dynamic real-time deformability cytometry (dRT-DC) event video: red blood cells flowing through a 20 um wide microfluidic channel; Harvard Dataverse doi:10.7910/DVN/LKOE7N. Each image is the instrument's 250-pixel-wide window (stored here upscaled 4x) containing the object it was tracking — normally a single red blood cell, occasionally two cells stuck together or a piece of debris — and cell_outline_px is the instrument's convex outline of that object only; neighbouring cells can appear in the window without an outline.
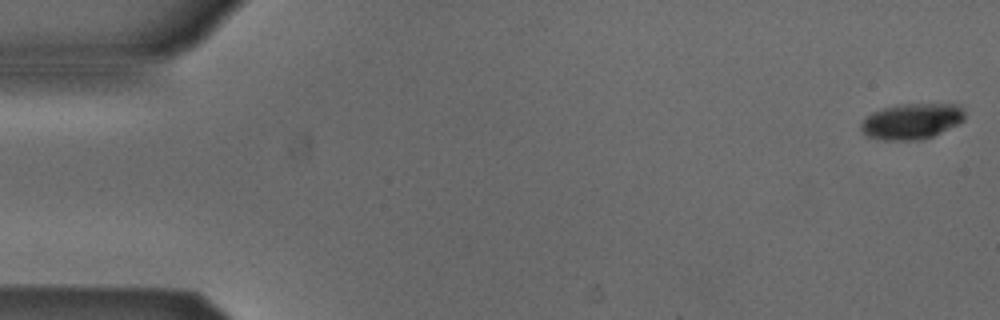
{"species": "Egyptian fruit bat (a non-hibernating species)", "species_latin": "Rousettus aegyptiacus", "temperature_condition": "cold", "stored_images_in_passage": 53, "camera_frame_rate_fps": 3000, "um_per_image_px": 0.085, "animal": {"sex": "male"}, "frame": {"image": 1, "passage_image": 1, "time_ms": 0.0, "image_size_px": [1000, 320], "cell_outline_px": [[964, 120], [960, 124], [932, 136], [920, 140], [884, 140], [868, 136], [860, 132], [860, 124], [872, 112], [884, 108], [904, 104], [960, 104], [964, 108]], "centroid_in_image_um": [77.52, 10.31], "position_along_channel_um": 7.5, "area_um2": 21.68}}
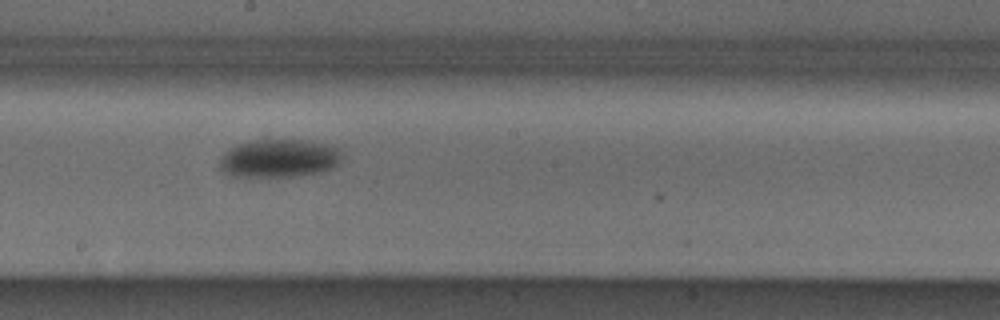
{"frame": {"image": 2, "passage_image": 29, "time_ms": 9.333, "image_size_px": [1000, 320], "cell_outline_px": [[340, 160], [332, 168], [320, 172], [292, 176], [232, 176], [224, 172], [220, 168], [220, 160], [224, 152], [236, 144], [256, 140], [304, 140], [324, 144], [340, 148]], "centroid_in_image_um": [23.69, 13.45], "position_along_channel_um": 224.5, "area_um2": 26.88}}
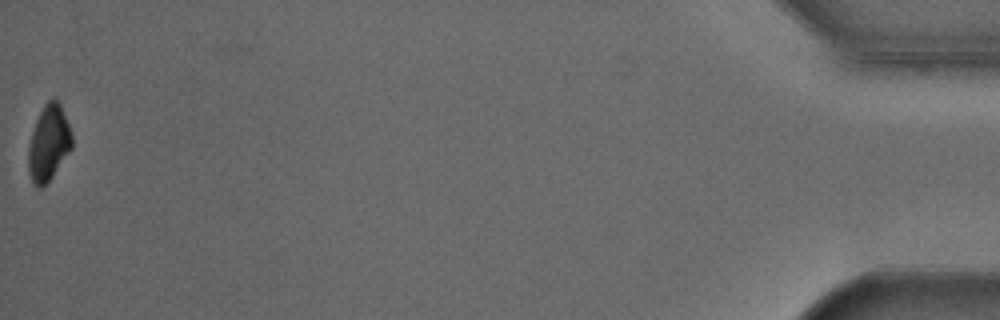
{"frame": {"image": 3, "passage_image": 53, "time_ms": 17.333, "image_size_px": [1000, 320], "cell_outline_px": [[72, 148], [44, 188], [36, 188], [28, 172], [28, 148], [32, 132], [36, 120], [44, 104], [48, 100], [56, 96], [60, 104], [72, 132]], "centroid_in_image_um": [4.14, 12.17], "position_along_channel_um": 431.1, "area_um2": 19.36}, "authors_computed_cell_mechanics": {"area_um2": 24.5072, "velocity_mm_per_s": 3.8687, "shape_relaxation_time_tau1_ms": 4.6584, "shape_relaxation_time_tau2_ms": null, "deformation_change_tau1": 0.0916, "deformation_change_tau2": null}}